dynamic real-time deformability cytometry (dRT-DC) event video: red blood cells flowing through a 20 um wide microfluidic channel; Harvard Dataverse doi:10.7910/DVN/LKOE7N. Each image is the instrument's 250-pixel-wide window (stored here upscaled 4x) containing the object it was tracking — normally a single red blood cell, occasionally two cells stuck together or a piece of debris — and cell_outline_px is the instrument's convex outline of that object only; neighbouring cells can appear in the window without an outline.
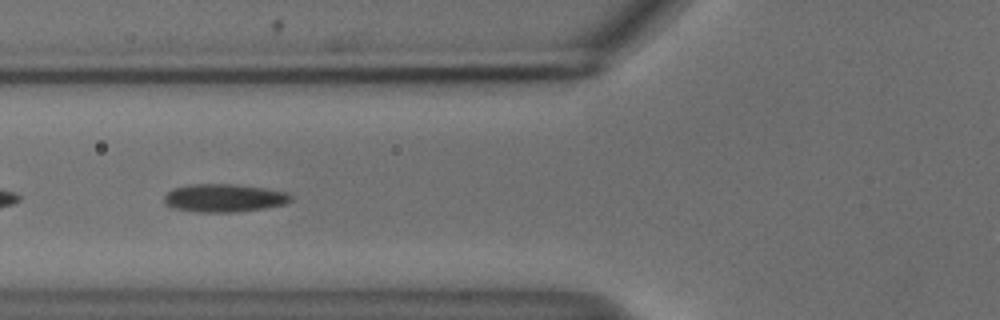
{"species": "common noctule bat (a hibernating species)", "species_latin": "Nyctalus noctula", "temperature_condition": "cold", "stored_images_in_passage": 49, "camera_frame_rate_fps": 3000, "um_per_image_px": 0.085, "animal": {"sex": "male", "body_mass_g": 18.8}, "frame": {"image": 1, "passage_image": 16, "time_ms": 5.0, "image_size_px": [1000, 320], "cell_outline_px": [[292, 200], [284, 204], [260, 208], [232, 212], [200, 212], [172, 208], [164, 200], [164, 196], [172, 188], [192, 184], [236, 184], [264, 188], [288, 192], [292, 196]], "centroid_in_image_um": [19.04, 16.81], "position_along_channel_um": 106.8, "area_um2": 20.52}}
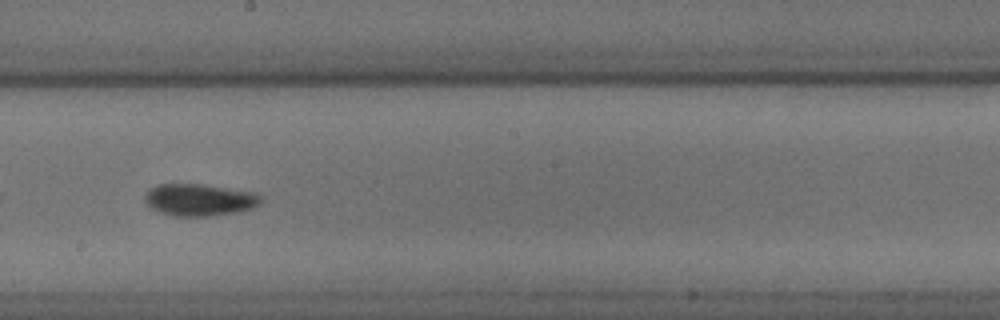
{"frame": {"image": 2, "passage_image": 26, "time_ms": 8.333, "image_size_px": [1000, 320], "cell_outline_px": [[264, 200], [260, 204], [252, 208], [236, 212], [208, 216], [176, 216], [160, 212], [152, 208], [144, 200], [144, 196], [152, 188], [160, 184], [204, 184], [256, 192]], "centroid_in_image_um": [17.0, 16.98], "position_along_channel_um": 231.2, "area_um2": 21.62}}
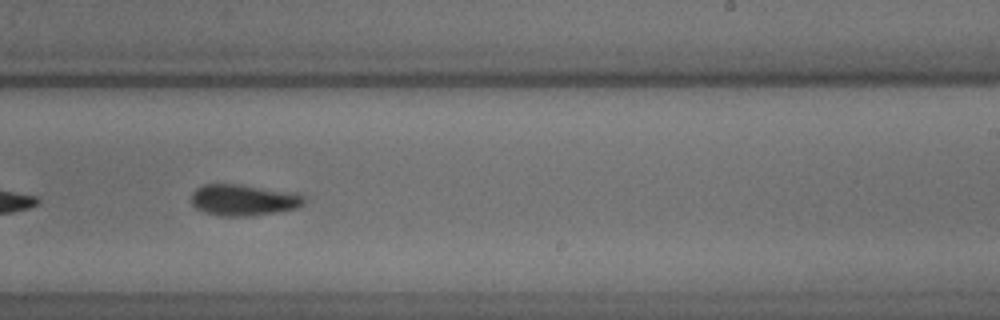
{"frame": {"image": 3, "passage_image": 29, "time_ms": 9.333, "image_size_px": [1000, 320], "cell_outline_px": [[304, 204], [296, 208], [252, 216], [220, 216], [204, 212], [196, 208], [192, 204], [192, 192], [196, 188], [204, 184], [244, 184], [292, 192], [304, 196]], "centroid_in_image_um": [20.67, 16.99], "position_along_channel_um": 268.3, "area_um2": 20.63}, "authors_computed_cell_mechanics": {"area_um2": 20.519, "velocity_mm_per_s": 3.7256, "shape_relaxation_time_tau1_ms": 6.9114, "shape_relaxation_time_tau2_ms": null, "deformation_change_tau1": 0.1199, "deformation_change_tau2": null}}